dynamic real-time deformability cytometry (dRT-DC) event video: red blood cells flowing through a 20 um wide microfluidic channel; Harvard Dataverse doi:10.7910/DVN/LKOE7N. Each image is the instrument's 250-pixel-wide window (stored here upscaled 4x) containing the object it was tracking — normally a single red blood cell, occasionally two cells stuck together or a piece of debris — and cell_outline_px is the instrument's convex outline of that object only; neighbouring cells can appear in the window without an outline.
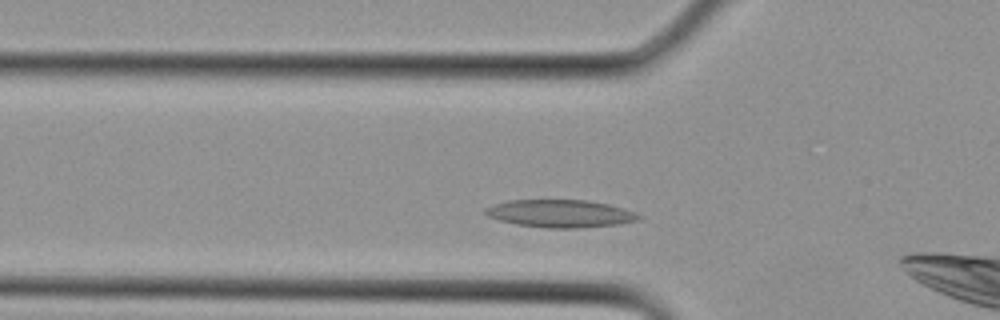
{"species": "Egyptian fruit bat (a non-hibernating species)", "species_latin": "Rousettus aegyptiacus", "temperature_condition": "cold", "stored_images_in_passage": 4, "camera_frame_rate_fps": 3000, "um_per_image_px": 0.085, "animal": {"sex": "female"}, "frame": {"image": 1, "passage_image": 2, "time_ms": 0.333, "image_size_px": [1000, 320], "cell_outline_px": [[640, 216], [636, 220], [616, 224], [580, 228], [544, 228], [516, 224], [500, 220], [488, 216], [484, 212], [484, 208], [508, 200], [588, 200], [608, 204], [624, 208], [636, 212]], "centroid_in_image_um": [47.6, 18.15], "position_along_channel_um": 78.2, "area_um2": 24.57}}